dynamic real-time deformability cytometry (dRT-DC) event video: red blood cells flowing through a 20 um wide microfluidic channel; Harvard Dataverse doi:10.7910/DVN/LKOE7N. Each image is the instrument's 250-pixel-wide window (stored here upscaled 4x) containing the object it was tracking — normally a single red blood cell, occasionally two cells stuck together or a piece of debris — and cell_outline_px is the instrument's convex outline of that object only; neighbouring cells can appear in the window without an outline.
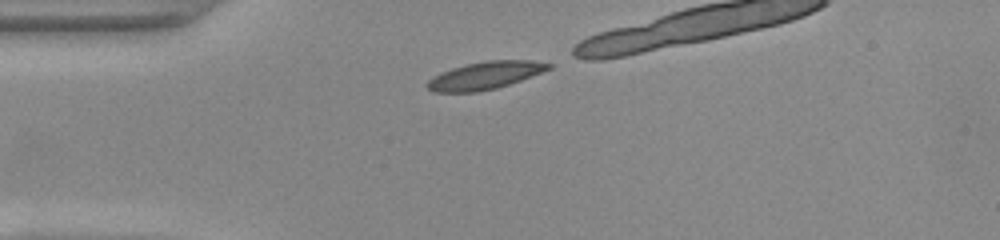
{"species": "common noctule bat (a hibernating species)", "species_latin": "Nyctalus noctula", "temperature_condition": "warm", "stored_images_in_passage": 10, "camera_frame_rate_fps": 3000, "um_per_image_px": 0.085, "animal": {"sex": "female", "body_mass_g": 22.0, "forearm_length_mm": 56.7}, "frame": {"image": 1, "passage_image": 1, "time_ms": 0.0, "image_size_px": [1000, 240], "cell_outline_px": [[552, 68], [520, 80], [496, 88], [476, 92], [432, 92], [424, 84], [432, 76], [440, 72], [452, 68], [484, 60], [532, 60], [552, 64]], "centroid_in_image_um": [41.18, 6.41], "position_along_channel_um": 43.8, "area_um2": 19.48}}
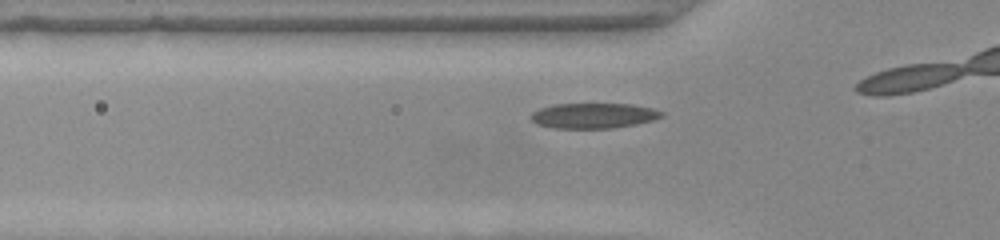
{"frame": {"image": 2, "passage_image": 5, "time_ms": 1.333, "image_size_px": [1000, 240], "cell_outline_px": [[664, 116], [652, 120], [636, 124], [612, 128], [556, 128], [536, 124], [528, 116], [532, 112], [540, 108], [552, 104], [632, 104], [652, 108], [664, 112]], "centroid_in_image_um": [50.43, 9.83], "position_along_channel_um": 75.4, "area_um2": 19.31}}
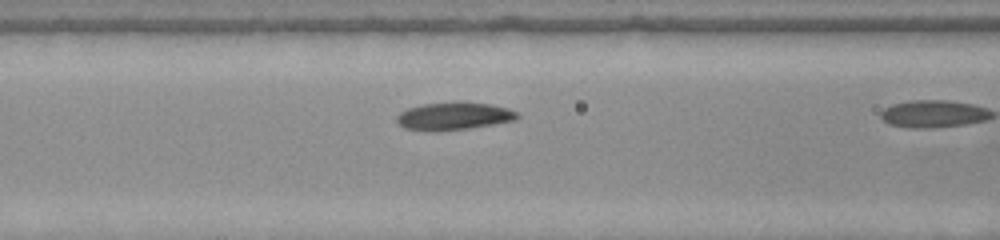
{"frame": {"image": 3, "passage_image": 9, "time_ms": 2.667, "image_size_px": [1000, 240], "cell_outline_px": [[520, 116], [516, 120], [468, 128], [432, 132], [428, 132], [404, 128], [396, 120], [396, 116], [400, 112], [408, 108], [424, 104], [456, 100], [488, 104], [508, 108], [516, 112]], "centroid_in_image_um": [38.54, 9.86], "position_along_channel_um": 128.1, "area_um2": 19.71}}